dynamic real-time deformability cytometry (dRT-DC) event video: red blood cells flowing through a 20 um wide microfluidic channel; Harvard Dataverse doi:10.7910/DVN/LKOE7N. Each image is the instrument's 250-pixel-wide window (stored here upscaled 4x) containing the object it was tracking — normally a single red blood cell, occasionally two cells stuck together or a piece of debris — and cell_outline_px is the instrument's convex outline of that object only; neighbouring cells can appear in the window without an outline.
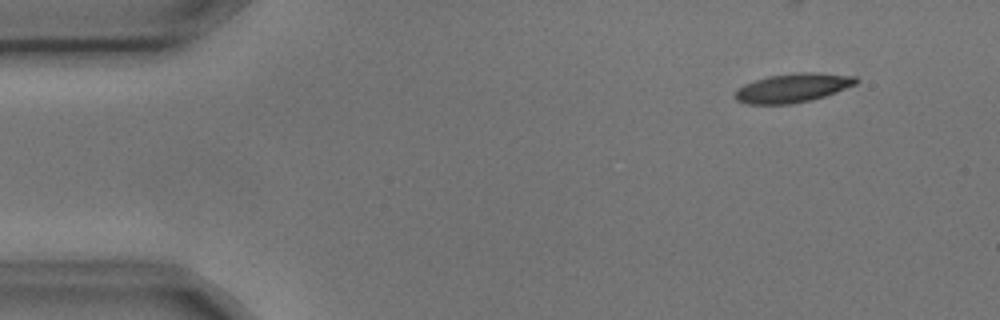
{"species": "common noctule bat (a hibernating species)", "species_latin": "Nyctalus noctula", "temperature_condition": "cold", "stored_images_in_passage": 4, "camera_frame_rate_fps": 3000, "um_per_image_px": 0.085, "animal": {"sex": "male", "body_mass_g": 17.9, "forearm_length_mm": 54.2}, "frame": {"image": 1, "passage_image": 1, "time_ms": 0.0, "image_size_px": [1000, 320], "cell_outline_px": [[860, 80], [856, 84], [836, 92], [812, 100], [792, 104], [748, 104], [736, 100], [732, 96], [736, 88], [744, 84], [768, 76], [796, 72], [816, 72], [856, 76]], "centroid_in_image_um": [67.37, 7.47], "position_along_channel_um": 17.6, "area_um2": 20.69}}
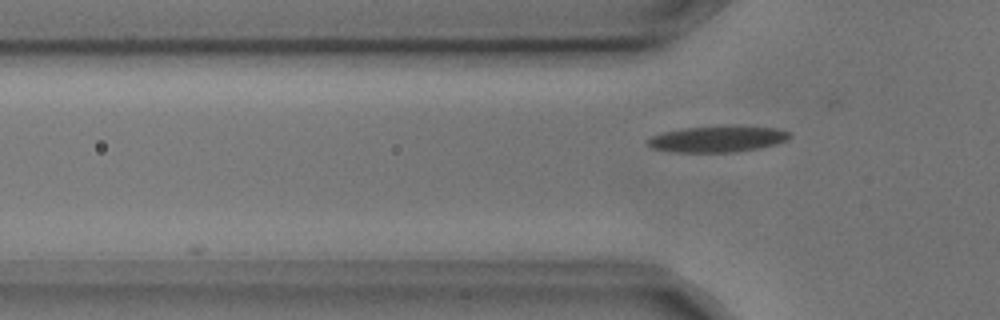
{"frame": {"image": 2, "passage_image": 4, "time_ms": 1.0, "image_size_px": [1000, 320], "cell_outline_px": [[792, 136], [788, 140], [776, 144], [760, 148], [736, 152], [676, 152], [652, 148], [648, 144], [648, 140], [652, 136], [660, 132], [680, 128], [732, 124], [736, 124], [776, 128], [792, 132]], "centroid_in_image_um": [61.06, 11.78], "position_along_channel_um": 64.7, "area_um2": 22.43}}